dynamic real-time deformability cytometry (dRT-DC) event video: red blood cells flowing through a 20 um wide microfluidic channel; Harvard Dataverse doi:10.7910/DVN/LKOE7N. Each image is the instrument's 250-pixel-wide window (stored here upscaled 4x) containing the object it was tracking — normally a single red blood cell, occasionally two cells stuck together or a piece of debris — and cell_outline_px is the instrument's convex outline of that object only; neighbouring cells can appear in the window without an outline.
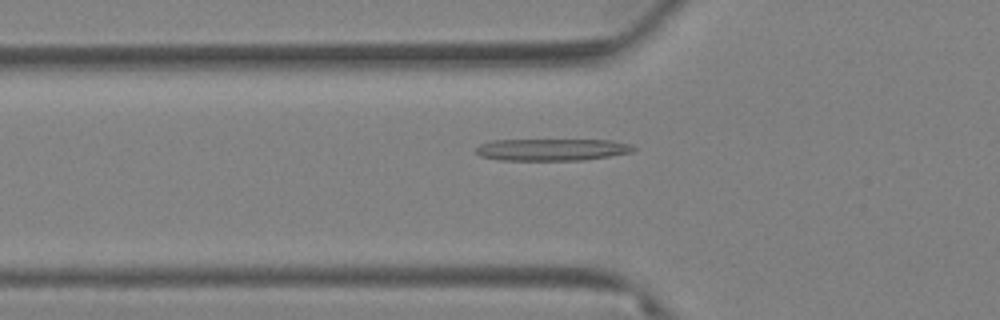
{"species": "Egyptian fruit bat (a non-hibernating species)", "species_latin": "Rousettus aegyptiacus", "temperature_condition": "warm", "stored_images_in_passage": 64, "camera_frame_rate_fps": 3000, "um_per_image_px": 0.085, "animal": {"sex": "female"}, "frame": {"image": 1, "passage_image": 21, "time_ms": 6.667, "image_size_px": [1000, 320], "cell_outline_px": [[636, 148], [632, 152], [584, 160], [500, 160], [480, 156], [476, 152], [476, 148], [480, 144], [492, 140], [612, 140], [632, 144]], "centroid_in_image_um": [46.92, 12.71], "position_along_channel_um": 78.9, "area_um2": 20.17}}
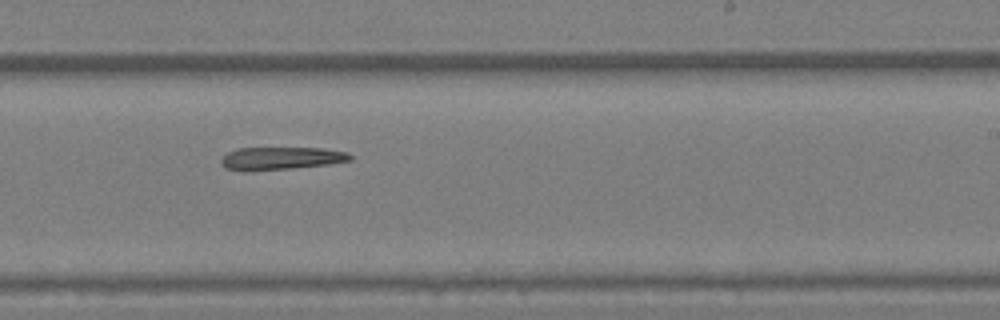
{"frame": {"image": 2, "passage_image": 39, "time_ms": 12.667, "image_size_px": [1000, 320], "cell_outline_px": [[352, 160], [328, 164], [292, 168], [244, 172], [224, 168], [220, 164], [220, 160], [228, 152], [236, 148], [324, 148], [348, 152], [352, 156]], "centroid_in_image_um": [23.84, 13.46], "position_along_channel_um": 265.2, "area_um2": 17.34}}
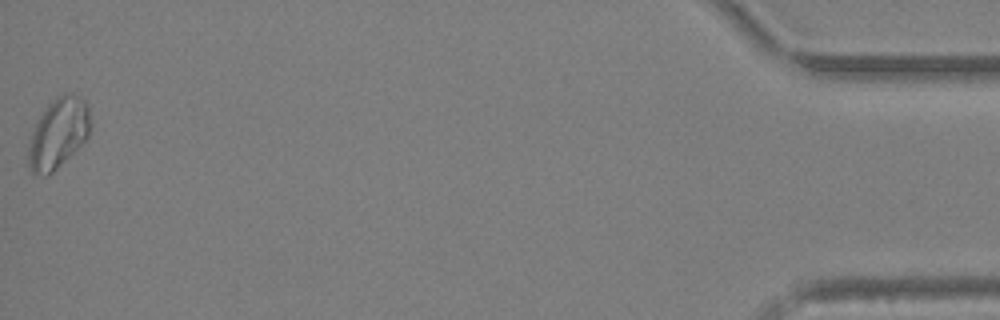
{"frame": {"image": 3, "passage_image": 64, "time_ms": 21.0, "image_size_px": [1000, 320], "cell_outline_px": [[92, 124], [88, 136], [48, 176], [32, 176], [28, 164], [28, 148], [32, 132], [44, 108], [56, 96], [64, 92], [72, 92], [80, 96], [84, 100], [88, 108]], "centroid_in_image_um": [4.94, 11.3], "position_along_channel_um": 430.3, "area_um2": 25.43}}